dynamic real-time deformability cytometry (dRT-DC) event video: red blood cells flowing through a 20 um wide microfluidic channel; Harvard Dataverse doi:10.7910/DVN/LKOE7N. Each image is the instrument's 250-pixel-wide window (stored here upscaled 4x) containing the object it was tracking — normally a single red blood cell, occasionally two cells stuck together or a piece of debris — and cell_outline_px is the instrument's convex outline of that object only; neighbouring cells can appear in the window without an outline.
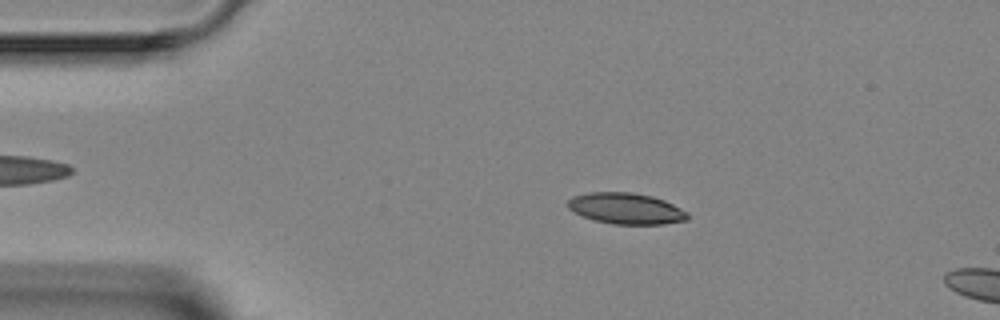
{"species": "Egyptian fruit bat (a non-hibernating species)", "species_latin": "Rousettus aegyptiacus", "temperature_condition": "room temperature", "stored_images_in_passage": 3, "camera_frame_rate_fps": 3000, "um_per_image_px": 0.085, "animal": {"sex": "female"}, "frame": {"image": 1, "passage_image": 2, "time_ms": 1.333, "image_size_px": [1000, 320], "cell_outline_px": [[688, 220], [664, 224], [612, 224], [592, 220], [568, 208], [568, 200], [572, 196], [592, 192], [632, 192], [652, 196], [664, 200], [688, 212]], "centroid_in_image_um": [53.23, 17.72], "position_along_channel_um": 31.8, "area_um2": 21.68}}